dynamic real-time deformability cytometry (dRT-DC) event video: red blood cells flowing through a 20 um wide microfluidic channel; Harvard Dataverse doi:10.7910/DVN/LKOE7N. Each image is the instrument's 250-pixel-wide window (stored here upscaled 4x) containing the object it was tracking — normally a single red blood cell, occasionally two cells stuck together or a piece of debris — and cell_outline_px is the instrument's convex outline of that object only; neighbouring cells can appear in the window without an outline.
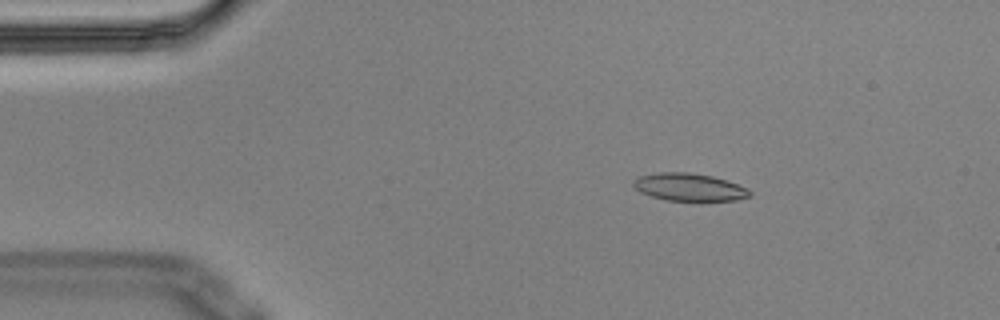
{"species": "Egyptian fruit bat (a non-hibernating species)", "species_latin": "Rousettus aegyptiacus", "temperature_condition": "cold", "stored_images_in_passage": 3, "camera_frame_rate_fps": 3000, "um_per_image_px": 0.085, "animal": {"sex": "male"}, "frame": {"image": 1, "passage_image": 1, "time_ms": 0.0, "image_size_px": [1000, 320], "cell_outline_px": [[752, 196], [736, 200], [700, 204], [668, 200], [652, 196], [640, 192], [632, 184], [632, 180], [640, 176], [660, 172], [688, 172], [712, 176], [728, 180], [748, 188], [752, 192]], "centroid_in_image_um": [58.67, 15.96], "position_along_channel_um": 26.3, "area_um2": 19.65}}